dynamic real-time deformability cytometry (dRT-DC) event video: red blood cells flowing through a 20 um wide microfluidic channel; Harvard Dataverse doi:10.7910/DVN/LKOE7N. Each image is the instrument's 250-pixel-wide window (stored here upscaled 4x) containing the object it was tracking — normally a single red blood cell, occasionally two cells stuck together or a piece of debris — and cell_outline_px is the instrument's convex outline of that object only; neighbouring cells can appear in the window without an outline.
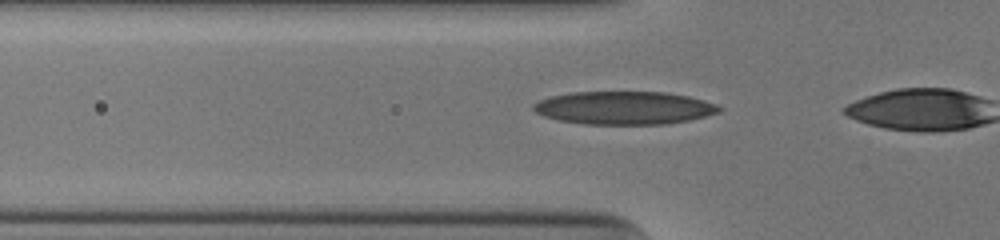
{"species": "human", "species_latin": "Homo sapiens", "temperature_condition": "cold", "stored_images_in_passage": 3, "camera_frame_rate_fps": 3000, "um_per_image_px": 0.085, "donor": {"sex": "male"}, "frame": {"image": 1, "passage_image": 2, "time_ms": 0.333, "image_size_px": [1000, 240], "cell_outline_px": [[724, 108], [720, 112], [688, 120], [664, 124], [584, 124], [556, 120], [544, 116], [536, 112], [532, 108], [532, 104], [540, 100], [552, 96], [572, 92], [664, 92], [688, 96], [704, 100], [716, 104]], "centroid_in_image_um": [53.04, 9.17], "position_along_channel_um": 72.8, "area_um2": 35.78}}